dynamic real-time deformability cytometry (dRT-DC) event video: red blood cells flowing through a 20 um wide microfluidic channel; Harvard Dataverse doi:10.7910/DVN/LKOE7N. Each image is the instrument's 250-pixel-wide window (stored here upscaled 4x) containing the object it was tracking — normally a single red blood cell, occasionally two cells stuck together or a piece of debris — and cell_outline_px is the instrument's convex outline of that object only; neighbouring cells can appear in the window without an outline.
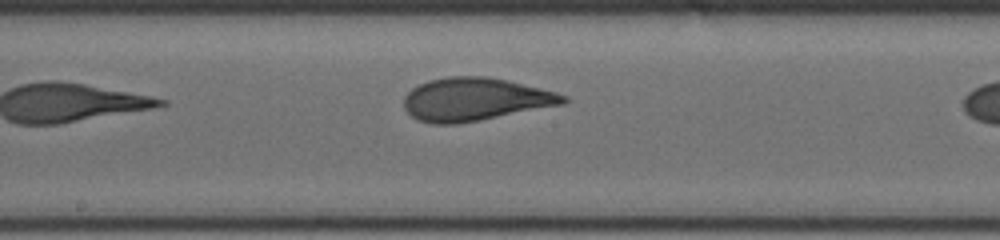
{"species": "human", "species_latin": "Homo sapiens", "temperature_condition": "cold", "stored_images_in_passage": 11, "camera_frame_rate_fps": 3000, "um_per_image_px": 0.085, "donor": {"sex": "male"}, "frame": {"image": 1, "passage_image": 11, "time_ms": 4.333, "image_size_px": [1000, 240], "cell_outline_px": [[568, 100], [564, 104], [480, 120], [456, 124], [432, 124], [416, 120], [404, 108], [404, 96], [412, 88], [428, 80], [448, 76], [488, 76], [540, 88], [556, 92], [568, 96]], "centroid_in_image_um": [40.36, 8.44], "position_along_channel_um": 207.8, "area_um2": 39.94}}